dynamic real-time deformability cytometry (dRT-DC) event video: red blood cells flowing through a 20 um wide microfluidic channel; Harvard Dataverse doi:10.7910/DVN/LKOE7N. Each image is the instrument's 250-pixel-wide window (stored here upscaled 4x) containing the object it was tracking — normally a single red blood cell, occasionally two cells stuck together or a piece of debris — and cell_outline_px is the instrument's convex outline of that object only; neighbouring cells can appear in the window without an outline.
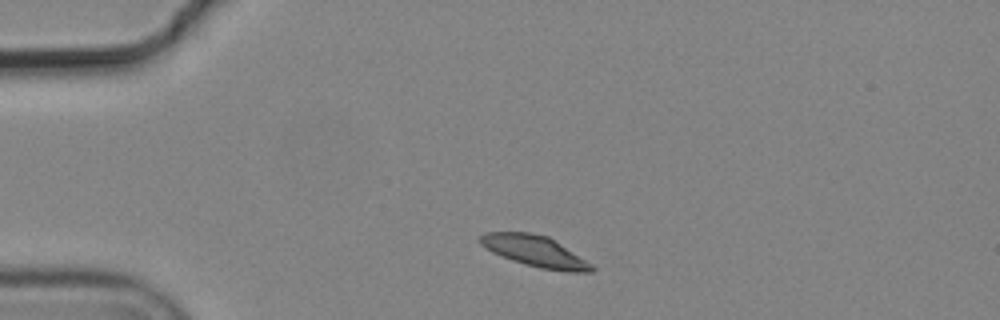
{"species": "common noctule bat (a hibernating species)", "species_latin": "Nyctalus noctula", "temperature_condition": "cold", "stored_images_in_passage": 2, "camera_frame_rate_fps": 3000, "um_per_image_px": 0.085, "animal": {"sex": "male", "body_mass_g": 19.2, "forearm_length_mm": 51.8}, "frame": {"image": 1, "passage_image": 1, "time_ms": 0.0, "image_size_px": [1000, 320], "cell_outline_px": [[596, 268], [592, 272], [568, 272], [540, 268], [524, 264], [512, 260], [492, 252], [480, 244], [480, 236], [484, 232], [528, 232], [548, 236], [592, 264]], "centroid_in_image_um": [45.48, 21.36], "position_along_channel_um": 39.5, "area_um2": 20.06}}